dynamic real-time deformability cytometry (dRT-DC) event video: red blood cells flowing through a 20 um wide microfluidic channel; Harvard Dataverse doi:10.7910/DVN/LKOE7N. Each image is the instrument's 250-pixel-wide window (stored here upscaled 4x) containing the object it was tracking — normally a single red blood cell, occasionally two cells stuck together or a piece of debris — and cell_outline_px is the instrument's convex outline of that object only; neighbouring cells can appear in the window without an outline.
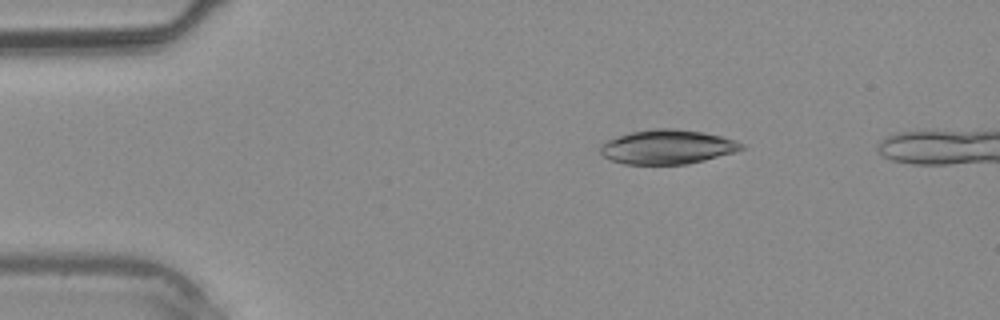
{"species": "common noctule bat (a hibernating species)", "species_latin": "Nyctalus noctula", "temperature_condition": "warm", "stored_images_in_passage": 3, "camera_frame_rate_fps": 3000, "um_per_image_px": 0.085, "animal": {"sex": "male", "body_mass_g": 20.4}, "frame": {"image": 1, "passage_image": 2, "time_ms": 1.333, "image_size_px": [1000, 320], "cell_outline_px": [[744, 148], [736, 152], [688, 164], [624, 164], [612, 160], [604, 156], [600, 152], [600, 144], [608, 140], [632, 132], [652, 128], [676, 128], [704, 132], [720, 136], [744, 144]], "centroid_in_image_um": [56.73, 12.48], "position_along_channel_um": 28.3, "area_um2": 28.09}}